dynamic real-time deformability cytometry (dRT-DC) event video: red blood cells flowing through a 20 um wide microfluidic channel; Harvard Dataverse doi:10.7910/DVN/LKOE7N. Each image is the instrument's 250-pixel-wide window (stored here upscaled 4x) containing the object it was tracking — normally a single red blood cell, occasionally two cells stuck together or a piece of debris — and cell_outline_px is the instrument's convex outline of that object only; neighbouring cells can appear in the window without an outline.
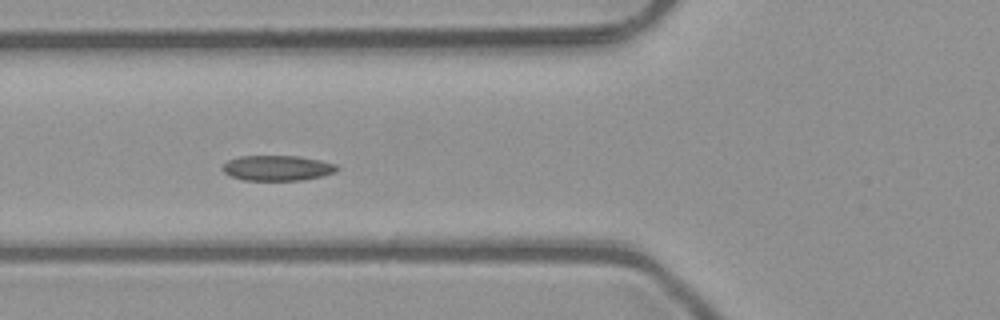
{"species": "common noctule bat (a hibernating species)", "species_latin": "Nyctalus noctula", "temperature_condition": "room temperature", "stored_images_in_passage": 7, "camera_frame_rate_fps": 3000, "um_per_image_px": 0.085, "animal": {"sex": "male", "body_mass_g": 23.1, "forearm_length_mm": 52.7}, "frame": {"image": 1, "passage_image": 5, "time_ms": 1.333, "image_size_px": [1000, 320], "cell_outline_px": [[340, 168], [336, 172], [304, 180], [244, 180], [232, 176], [224, 172], [220, 168], [228, 160], [240, 156], [296, 156], [320, 160], [336, 164]], "centroid_in_image_um": [23.58, 14.28], "position_along_channel_um": 102.2, "area_um2": 16.82}}
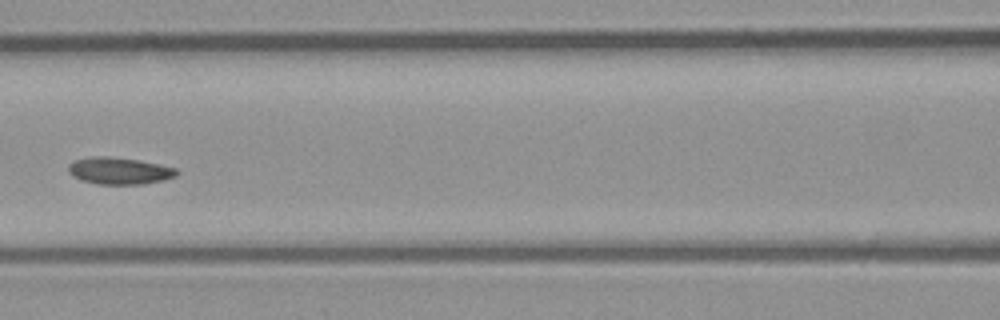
{"frame": {"image": 2, "passage_image": 6, "time_ms": 1.667, "image_size_px": [1000, 320], "cell_outline_px": [[180, 172], [176, 176], [164, 180], [144, 184], [96, 184], [80, 180], [72, 176], [68, 172], [68, 164], [76, 160], [92, 156], [108, 156], [140, 160], [160, 164], [176, 168]], "centroid_in_image_um": [10.15, 14.52], "position_along_channel_um": 156.5, "area_um2": 17.22}}
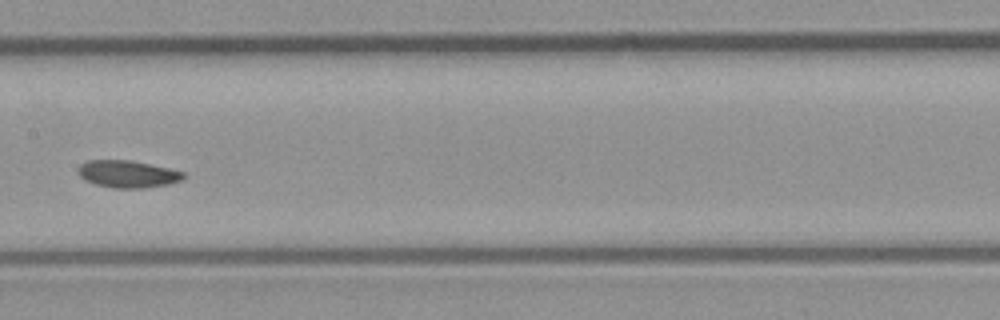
{"frame": {"image": 3, "passage_image": 7, "time_ms": 2.0, "image_size_px": [1000, 320], "cell_outline_px": [[184, 176], [180, 180], [168, 184], [144, 188], [112, 188], [96, 184], [84, 180], [76, 172], [80, 164], [88, 160], [128, 160], [168, 168], [184, 172]], "centroid_in_image_um": [10.79, 14.79], "position_along_channel_um": 196.6, "area_um2": 16.59}}